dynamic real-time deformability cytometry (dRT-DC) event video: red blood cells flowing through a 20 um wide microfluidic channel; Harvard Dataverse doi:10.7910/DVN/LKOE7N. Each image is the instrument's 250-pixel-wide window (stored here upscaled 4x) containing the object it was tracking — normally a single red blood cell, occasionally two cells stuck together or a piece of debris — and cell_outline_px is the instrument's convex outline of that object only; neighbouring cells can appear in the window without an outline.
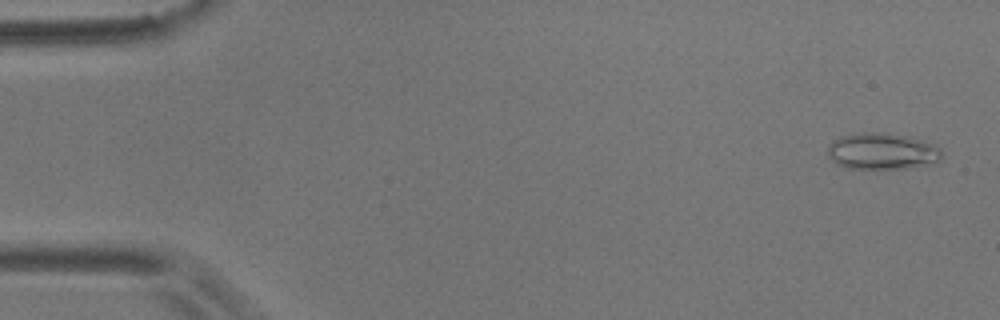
{"species": "common noctule bat (a hibernating species)", "species_latin": "Nyctalus noctula", "temperature_condition": "room temperature", "stored_images_in_passage": 56, "camera_frame_rate_fps": 3000, "um_per_image_px": 0.085, "animal": {"sex": "male", "body_mass_g": 17.9}, "frame": {"image": 1, "passage_image": 2, "time_ms": 0.333, "image_size_px": [1000, 320], "cell_outline_px": [[940, 160], [936, 164], [904, 168], [848, 168], [836, 164], [828, 156], [828, 144], [832, 140], [840, 136], [860, 132], [876, 132], [908, 136], [924, 140], [936, 144], [940, 148]], "centroid_in_image_um": [74.99, 12.85], "position_along_channel_um": 10.0, "area_um2": 24.51}}
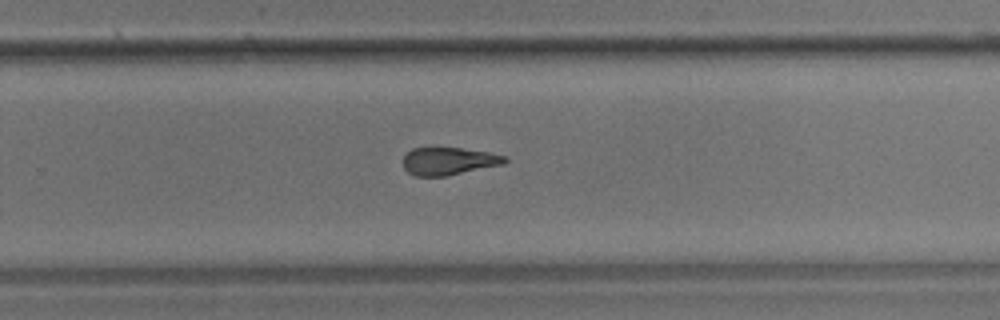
{"frame": {"image": 2, "passage_image": 36, "time_ms": 11.667, "image_size_px": [1000, 320], "cell_outline_px": [[508, 160], [504, 164], [448, 176], [416, 176], [408, 172], [404, 168], [404, 156], [412, 148], [460, 148], [488, 152], [504, 156]], "centroid_in_image_um": [38.14, 13.7], "position_along_channel_um": 291.7, "area_um2": 16.3}}
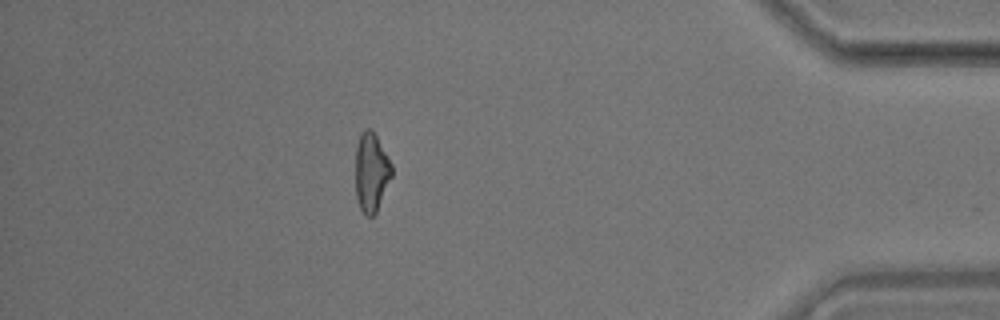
{"frame": {"image": 3, "passage_image": 49, "time_ms": 16.0, "image_size_px": [1000, 320], "cell_outline_px": [[392, 176], [376, 212], [372, 216], [364, 216], [360, 208], [356, 196], [356, 144], [360, 132], [364, 128], [372, 128], [392, 164]], "centroid_in_image_um": [31.55, 14.61], "position_along_channel_um": 403.6, "area_um2": 16.82}, "authors_computed_cell_mechanics": {"area_um2": 17.5134, "velocity_mm_per_s": 3.5899, "shape_relaxation_time_tau1_ms": null, "shape_relaxation_time_tau2_ms": 5.097, "deformation_change_tau1": null, "deformation_change_tau2": 0.1523}}